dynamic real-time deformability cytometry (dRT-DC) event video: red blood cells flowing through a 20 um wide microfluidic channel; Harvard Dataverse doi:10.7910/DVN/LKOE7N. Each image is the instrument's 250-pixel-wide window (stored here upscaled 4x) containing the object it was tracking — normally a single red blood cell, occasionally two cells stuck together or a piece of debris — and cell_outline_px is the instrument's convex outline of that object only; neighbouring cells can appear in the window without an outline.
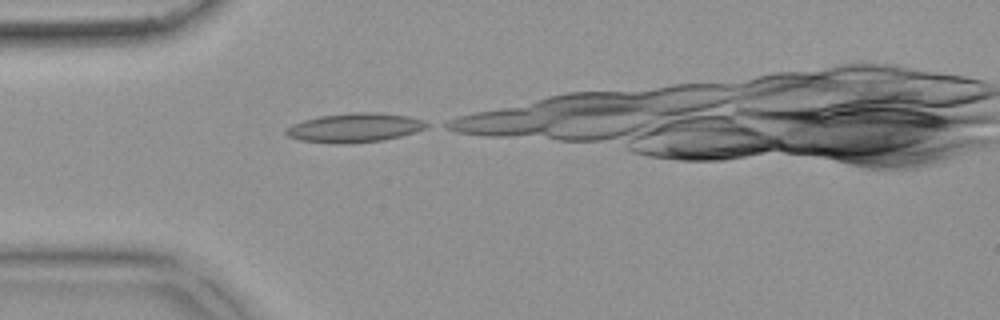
{"species": "common noctule bat (a hibernating species)", "species_latin": "Nyctalus noctula", "temperature_condition": "warm", "stored_images_in_passage": 6, "camera_frame_rate_fps": 3000, "um_per_image_px": 0.085, "animal": {"sex": "female", "body_mass_g": 18.4}, "frame": {"image": 1, "passage_image": 1, "time_ms": 0.0, "image_size_px": [1000, 320], "cell_outline_px": [[432, 124], [428, 128], [416, 132], [384, 140], [352, 144], [332, 144], [300, 140], [288, 136], [284, 132], [292, 124], [304, 120], [320, 116], [352, 112], [376, 112], [408, 116], [424, 120]], "centroid_in_image_um": [30.2, 10.86], "position_along_channel_um": 54.8, "area_um2": 24.22}}